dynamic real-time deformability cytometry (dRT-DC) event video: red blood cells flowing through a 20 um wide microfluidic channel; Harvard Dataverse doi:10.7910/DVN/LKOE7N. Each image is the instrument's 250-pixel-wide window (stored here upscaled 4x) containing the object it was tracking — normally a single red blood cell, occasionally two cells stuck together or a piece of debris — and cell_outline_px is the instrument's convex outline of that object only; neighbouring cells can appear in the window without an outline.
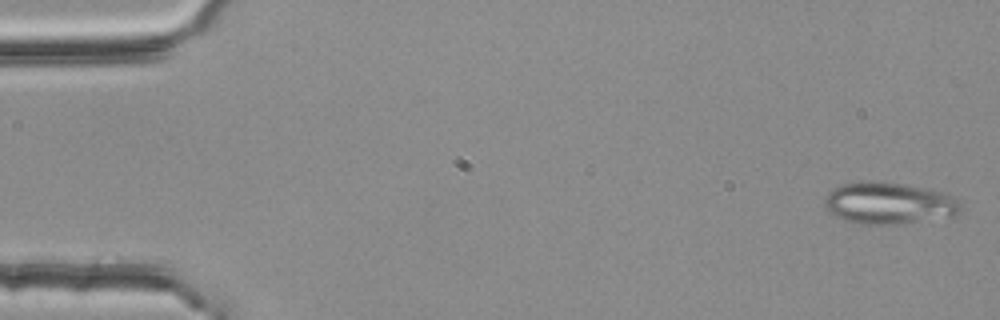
{"species": "common noctule bat (a hibernating species)", "species_latin": "Nyctalus noctula", "temperature_condition": "room temperature", "stored_images_in_passage": 4, "camera_frame_rate_fps": 3000, "um_per_image_px": 0.085, "animal": {"sex": "female", "body_mass_g": 25.1}, "frame": {"image": 1, "passage_image": 1, "time_ms": 0.0, "image_size_px": [1000, 320], "cell_outline_px": [[960, 212], [956, 216], [900, 224], [860, 224], [844, 220], [828, 212], [824, 204], [824, 200], [828, 192], [840, 184], [860, 180], [884, 180], [940, 192], [952, 196], [960, 204]], "centroid_in_image_um": [75.5, 17.26], "position_along_channel_um": 9.5, "area_um2": 33.47}}